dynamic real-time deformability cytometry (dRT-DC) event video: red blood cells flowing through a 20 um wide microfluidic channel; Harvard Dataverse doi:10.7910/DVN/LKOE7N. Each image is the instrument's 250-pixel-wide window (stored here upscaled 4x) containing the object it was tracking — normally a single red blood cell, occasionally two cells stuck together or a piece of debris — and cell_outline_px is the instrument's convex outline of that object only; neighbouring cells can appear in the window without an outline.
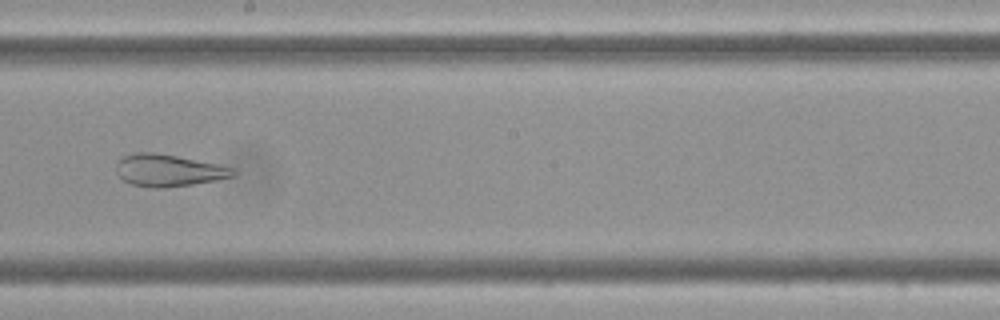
{"species": "Egyptian fruit bat (a non-hibernating species)", "species_latin": "Rousettus aegyptiacus", "temperature_condition": "cold", "stored_images_in_passage": 59, "camera_frame_rate_fps": 3000, "um_per_image_px": 0.085, "frame": {"image": 1, "passage_image": 34, "time_ms": 11.0, "image_size_px": [1000, 320], "cell_outline_px": [[236, 172], [232, 176], [216, 180], [192, 184], [164, 188], [152, 188], [132, 184], [124, 180], [116, 172], [116, 164], [124, 156], [136, 152], [156, 152], [236, 168]], "centroid_in_image_um": [14.31, 14.48], "position_along_channel_um": 233.9, "area_um2": 21.62}}
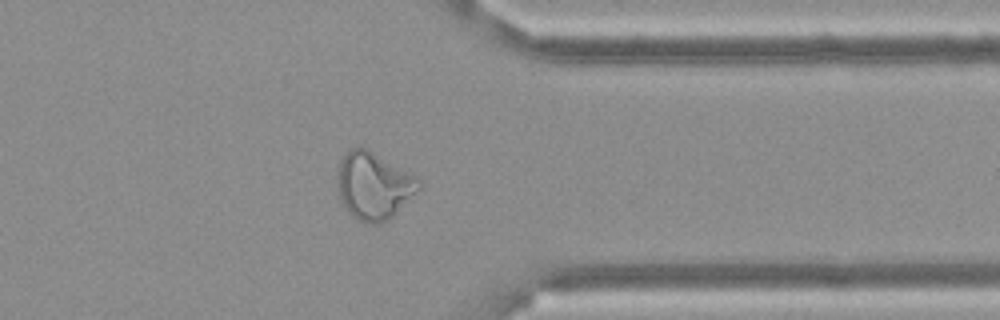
{"frame": {"image": 2, "passage_image": 47, "time_ms": 15.333, "image_size_px": [1000, 320], "cell_outline_px": [[420, 188], [388, 220], [380, 224], [372, 224], [356, 220], [348, 212], [340, 200], [336, 180], [336, 172], [344, 156], [352, 148], [360, 144], [368, 148], [420, 180]], "centroid_in_image_um": [31.7, 15.79], "position_along_channel_um": 379.7, "area_um2": 31.73}}
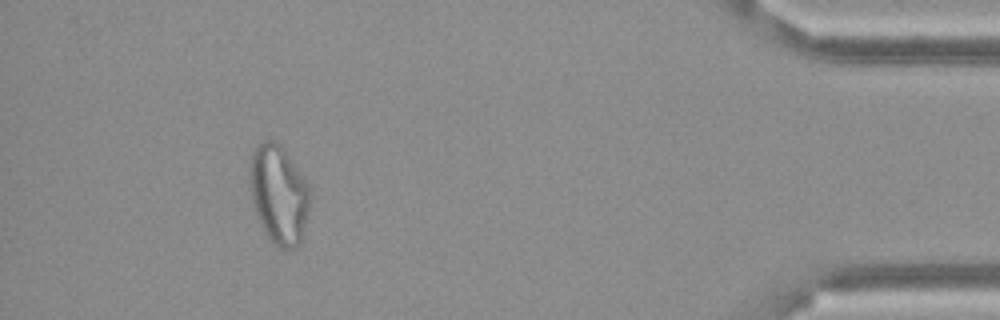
{"frame": {"image": 3, "passage_image": 54, "time_ms": 17.667, "image_size_px": [1000, 320], "cell_outline_px": [[312, 192], [300, 240], [296, 248], [280, 248], [268, 236], [256, 212], [252, 196], [248, 176], [248, 172], [252, 152], [256, 144], [260, 140], [276, 140], [284, 148], [308, 184]], "centroid_in_image_um": [23.68, 16.43], "position_along_channel_um": 411.5, "area_um2": 34.33}}